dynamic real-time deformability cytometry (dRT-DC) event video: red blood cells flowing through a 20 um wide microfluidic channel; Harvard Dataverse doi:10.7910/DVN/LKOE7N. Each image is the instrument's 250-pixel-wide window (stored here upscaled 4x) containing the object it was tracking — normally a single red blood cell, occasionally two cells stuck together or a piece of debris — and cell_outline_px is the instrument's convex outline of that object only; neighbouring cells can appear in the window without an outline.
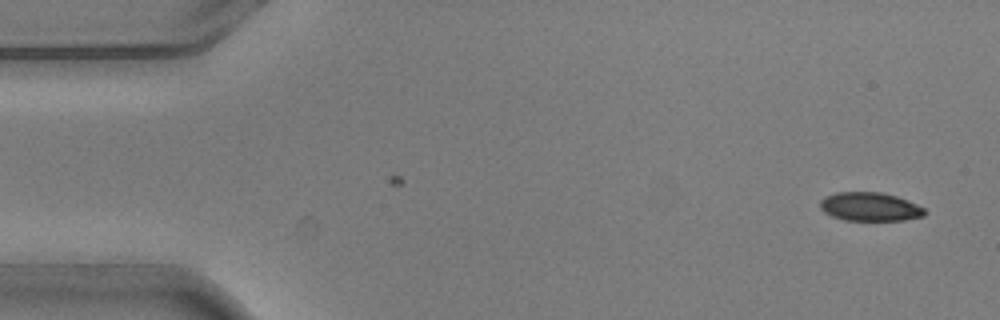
{"species": "common noctule bat (a hibernating species)", "species_latin": "Nyctalus noctula", "temperature_condition": "warm", "stored_images_in_passage": 2, "camera_frame_rate_fps": 3000, "um_per_image_px": 0.085, "animal": {"sex": "male", "body_mass_g": 20.5, "forearm_length_mm": 52.5}, "frame": {"image": 1, "passage_image": 2, "time_ms": 0.333, "image_size_px": [1000, 320], "cell_outline_px": [[928, 212], [924, 216], [904, 220], [844, 220], [832, 216], [824, 212], [820, 208], [820, 200], [824, 196], [836, 192], [880, 192], [896, 196], [908, 200], [924, 208]], "centroid_in_image_um": [73.94, 17.57], "position_along_channel_um": 11.1, "area_um2": 17.57}}